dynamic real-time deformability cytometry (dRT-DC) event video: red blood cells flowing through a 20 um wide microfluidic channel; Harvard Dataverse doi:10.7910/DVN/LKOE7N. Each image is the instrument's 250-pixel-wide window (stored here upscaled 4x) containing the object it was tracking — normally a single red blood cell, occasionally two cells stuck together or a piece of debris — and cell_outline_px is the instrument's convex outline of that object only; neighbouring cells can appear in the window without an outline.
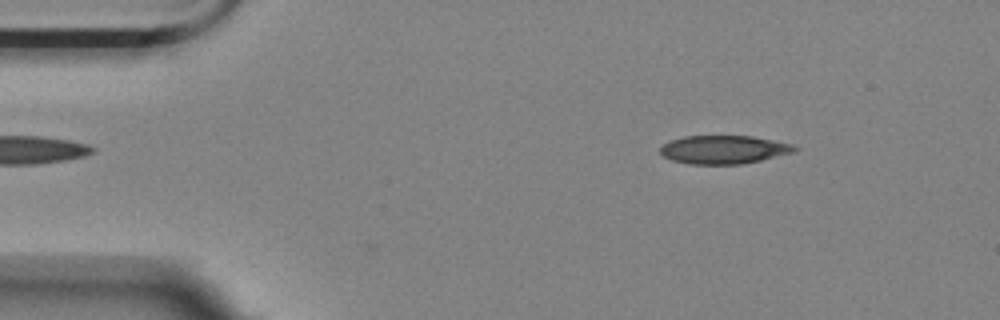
{"species": "Egyptian fruit bat (a non-hibernating species)", "species_latin": "Rousettus aegyptiacus", "temperature_condition": "room temperature", "stored_images_in_passage": 2, "camera_frame_rate_fps": 3000, "um_per_image_px": 0.085, "animal": {"sex": "female"}, "frame": {"image": 1, "passage_image": 2, "time_ms": 0.333, "image_size_px": [1000, 320], "cell_outline_px": [[800, 148], [796, 152], [760, 160], [740, 164], [688, 164], [672, 160], [664, 156], [660, 152], [660, 148], [668, 140], [684, 136], [752, 136], [792, 144]], "centroid_in_image_um": [61.52, 12.71], "position_along_channel_um": 23.5, "area_um2": 22.25}}